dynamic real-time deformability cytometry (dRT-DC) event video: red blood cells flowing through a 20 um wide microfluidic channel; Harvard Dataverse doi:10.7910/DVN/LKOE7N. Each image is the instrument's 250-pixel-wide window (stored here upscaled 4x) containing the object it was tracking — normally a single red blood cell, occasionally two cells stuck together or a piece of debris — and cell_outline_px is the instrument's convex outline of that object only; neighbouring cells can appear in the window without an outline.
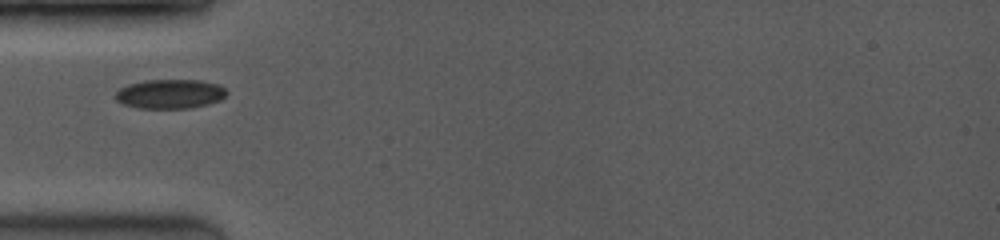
{"species": "common noctule bat (a hibernating species)", "species_latin": "Nyctalus noctula", "temperature_condition": "room temperature", "stored_images_in_passage": 8, "camera_frame_rate_fps": 3500, "um_per_image_px": 0.085, "animal": {"sex": "female", "body_mass_g": 19.0, "forearm_length_mm": 53.3}, "frame": {"image": 1, "passage_image": 1, "time_ms": 0.0, "image_size_px": [1000, 240], "cell_outline_px": [[228, 92], [220, 100], [208, 104], [192, 108], [136, 108], [124, 104], [116, 100], [116, 92], [120, 88], [128, 84], [144, 80], [200, 80], [216, 84], [224, 88]], "centroid_in_image_um": [14.44, 7.98], "position_along_channel_um": 70.6, "area_um2": 18.96}}